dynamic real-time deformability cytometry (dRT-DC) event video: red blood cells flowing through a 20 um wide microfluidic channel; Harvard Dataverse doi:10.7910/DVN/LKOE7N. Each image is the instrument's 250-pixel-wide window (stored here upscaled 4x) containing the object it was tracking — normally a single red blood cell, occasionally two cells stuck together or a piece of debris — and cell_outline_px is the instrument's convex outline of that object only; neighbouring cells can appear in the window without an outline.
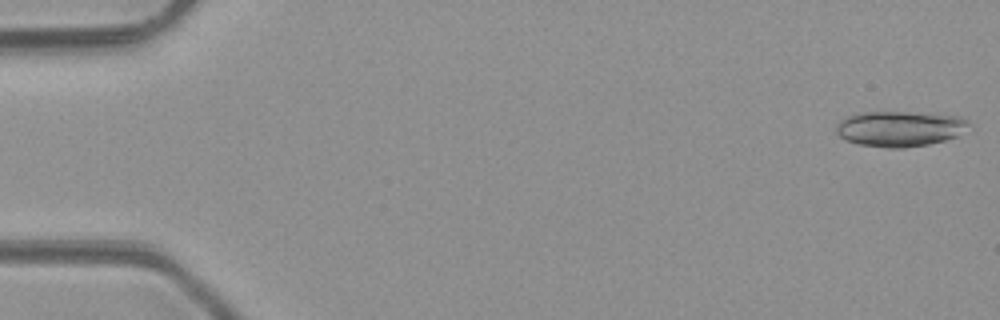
{"species": "common noctule bat (a hibernating species)", "species_latin": "Nyctalus noctula", "temperature_condition": "room temperature", "stored_images_in_passage": 8, "segment_of_instrument_passage": [1, 2], "camera_frame_rate_fps": 3000, "um_per_image_px": 0.085, "animal": {"sex": "male", "body_mass_g": 23.1, "forearm_length_mm": 52.7}, "frame": {"image": 1, "passage_image": 1, "time_ms": 0.0, "image_size_px": [1000, 320], "cell_outline_px": [[972, 124], [956, 136], [944, 140], [928, 144], [904, 148], [888, 148], [860, 144], [848, 140], [840, 136], [836, 132], [836, 124], [844, 116], [856, 112], [912, 112], [960, 116], [968, 120]], "centroid_in_image_um": [76.46, 10.92], "position_along_channel_um": 8.5, "area_um2": 27.51}}
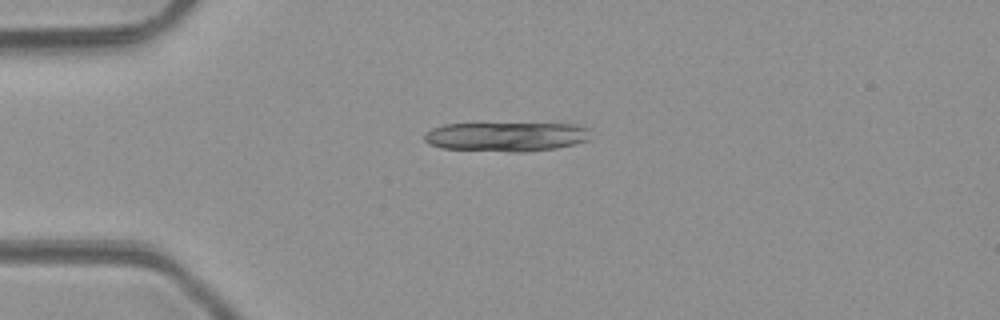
{"frame": {"image": 2, "passage_image": 4, "time_ms": 3.667, "image_size_px": [1000, 320], "cell_outline_px": [[592, 128], [588, 140], [576, 144], [556, 148], [524, 152], [508, 152], [440, 148], [428, 144], [424, 140], [424, 136], [432, 128], [444, 124], [584, 124]], "centroid_in_image_um": [43.1, 11.62], "position_along_channel_um": 41.9, "area_um2": 28.73}}